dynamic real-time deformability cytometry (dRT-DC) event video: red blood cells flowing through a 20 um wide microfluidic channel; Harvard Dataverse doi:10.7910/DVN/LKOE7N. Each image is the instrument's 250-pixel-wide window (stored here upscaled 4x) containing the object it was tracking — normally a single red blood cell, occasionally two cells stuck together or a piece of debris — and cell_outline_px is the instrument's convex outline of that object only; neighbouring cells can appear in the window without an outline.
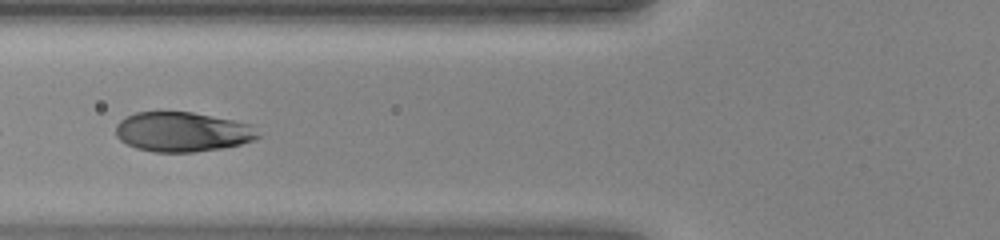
{"species": "human", "species_latin": "Homo sapiens", "temperature_condition": "warm", "stored_images_in_passage": 25, "camera_frame_rate_fps": 3000, "um_per_image_px": 0.085, "donor": {"sex": "female"}, "frame": {"image": 1, "passage_image": 16, "time_ms": 5.0, "image_size_px": [1000, 240], "cell_outline_px": [[260, 136], [252, 140], [240, 144], [224, 148], [192, 152], [152, 152], [136, 148], [120, 140], [116, 136], [116, 124], [124, 116], [136, 112], [192, 112], [252, 124]], "centroid_in_image_um": [15.47, 11.21], "position_along_channel_um": 110.3, "area_um2": 32.95}}